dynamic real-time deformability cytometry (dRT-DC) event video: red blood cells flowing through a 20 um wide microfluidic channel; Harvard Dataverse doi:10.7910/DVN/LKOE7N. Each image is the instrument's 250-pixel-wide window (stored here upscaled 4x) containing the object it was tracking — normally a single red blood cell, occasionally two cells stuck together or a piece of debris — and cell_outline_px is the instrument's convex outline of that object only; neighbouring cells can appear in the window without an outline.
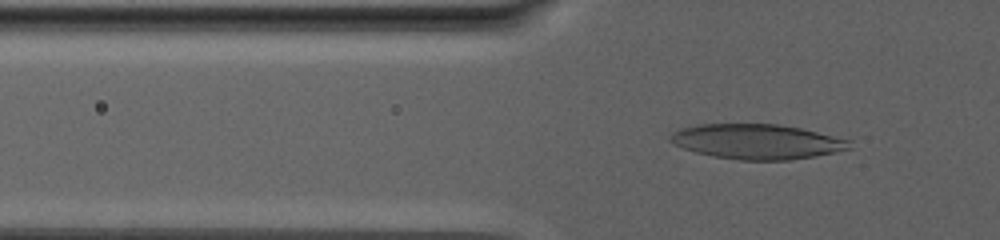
{"species": "human", "species_latin": "Homo sapiens", "temperature_condition": "warm", "stored_images_in_passage": 92, "camera_frame_rate_fps": 3000, "um_per_image_px": 0.085, "donor": {"sex": "male"}, "frame": {"image": 1, "passage_image": 34, "time_ms": 11.0, "image_size_px": [1000, 240], "cell_outline_px": [[852, 148], [836, 152], [816, 156], [788, 160], [740, 160], [712, 156], [696, 152], [672, 144], [668, 140], [668, 136], [672, 132], [680, 128], [700, 124], [780, 124], [800, 128], [852, 140]], "centroid_in_image_um": [64.34, 12.03], "position_along_channel_um": 61.5, "area_um2": 36.76}}
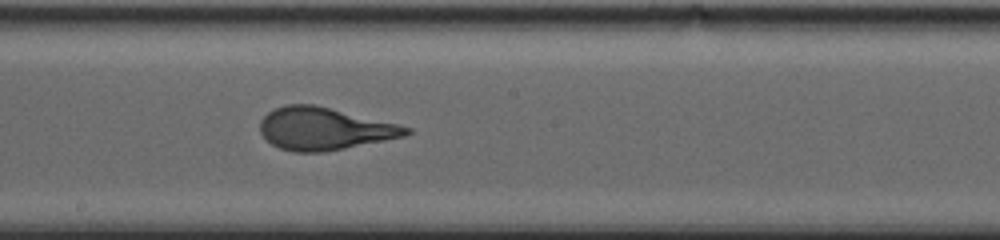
{"frame": {"image": 2, "passage_image": 56, "time_ms": 18.333, "image_size_px": [1000, 240], "cell_outline_px": [[412, 132], [404, 136], [324, 152], [292, 152], [280, 148], [272, 144], [260, 132], [260, 120], [268, 112], [284, 104], [312, 104], [396, 124], [412, 128]], "centroid_in_image_um": [27.51, 10.95], "position_along_channel_um": 220.7, "area_um2": 35.55}}
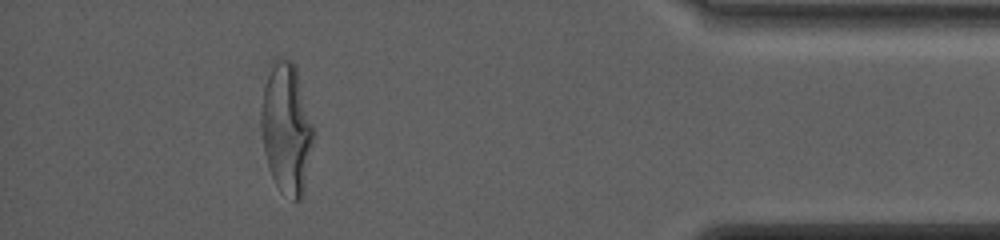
{"frame": {"image": 3, "passage_image": 85, "time_ms": 28.0, "image_size_px": [1000, 240], "cell_outline_px": [[316, 136], [304, 196], [300, 200], [292, 200], [280, 192], [272, 176], [264, 152], [264, 84], [272, 60], [288, 60], [296, 64], [316, 132]], "centroid_in_image_um": [24.46, 10.98], "position_along_channel_um": 410.7, "area_um2": 39.94}, "authors_computed_cell_mechanics": {"area_um2": 38.0902, "velocity_mm_per_s": 2.3607, "shape_relaxation_time_tau1_ms": 7.9571, "shape_relaxation_time_tau2_ms": null, "deformation_change_tau1": 0.2459, "deformation_change_tau2": null}}